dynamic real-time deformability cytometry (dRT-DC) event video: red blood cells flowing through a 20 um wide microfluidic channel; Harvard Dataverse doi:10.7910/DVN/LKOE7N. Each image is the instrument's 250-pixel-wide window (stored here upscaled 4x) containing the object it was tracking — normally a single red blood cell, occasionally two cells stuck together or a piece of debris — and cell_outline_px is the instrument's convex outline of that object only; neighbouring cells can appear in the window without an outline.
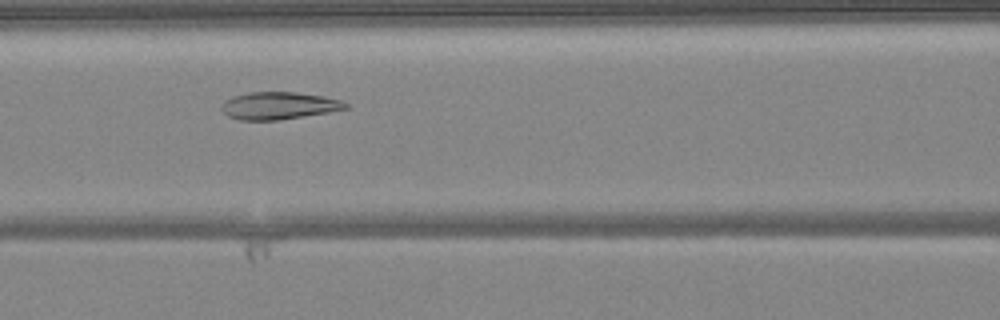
{"species": "common noctule bat (a hibernating species)", "species_latin": "Nyctalus noctula", "temperature_condition": "warm", "stored_images_in_passage": 47, "camera_frame_rate_fps": 3000, "um_per_image_px": 0.085, "animal": {"sex": "female", "body_mass_g": 24.6, "forearm_length_mm": 56.2}, "frame": {"image": 1, "passage_image": 19, "time_ms": 6.0, "image_size_px": [1000, 320], "cell_outline_px": [[348, 108], [328, 112], [280, 120], [240, 120], [228, 116], [220, 108], [220, 104], [224, 100], [232, 96], [248, 92], [296, 92], [324, 96], [340, 100], [348, 104]], "centroid_in_image_um": [23.65, 8.98], "position_along_channel_um": 142.9, "area_um2": 19.88}}
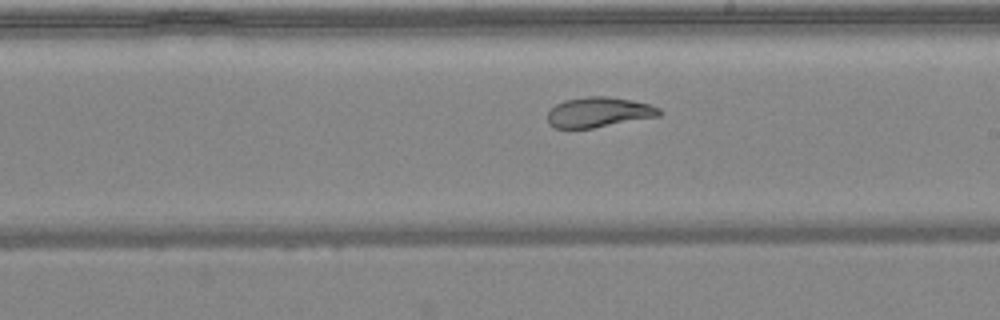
{"frame": {"image": 2, "passage_image": 26, "time_ms": 8.333, "image_size_px": [1000, 320], "cell_outline_px": [[664, 112], [660, 116], [592, 128], [556, 128], [548, 124], [548, 112], [556, 104], [564, 100], [588, 96], [608, 96], [632, 100], [648, 104], [660, 108]], "centroid_in_image_um": [50.91, 9.53], "position_along_channel_um": 238.1, "area_um2": 19.65}}
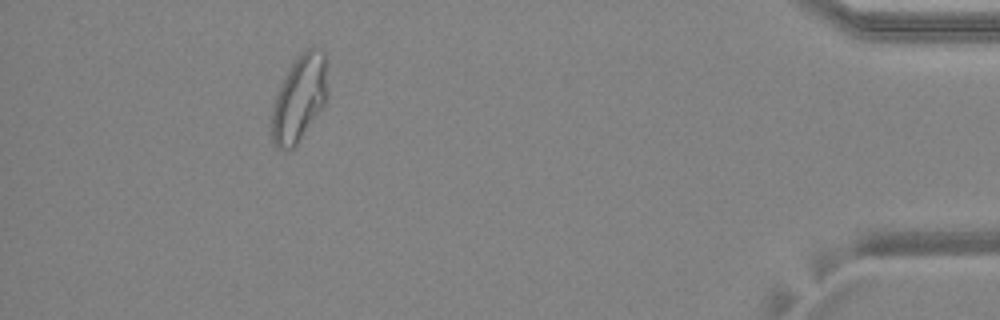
{"frame": {"image": 3, "passage_image": 43, "time_ms": 14.0, "image_size_px": [1000, 320], "cell_outline_px": [[328, 100], [296, 144], [288, 152], [276, 148], [272, 140], [272, 108], [280, 84], [292, 60], [296, 56], [308, 48], [320, 48], [324, 52], [328, 88]], "centroid_in_image_um": [25.45, 8.34], "position_along_channel_um": 409.8, "area_um2": 28.32}, "authors_computed_cell_mechanics": {"area_um2": 24.3916, "velocity_mm_per_s": 4.0941, "shape_relaxation_time_tau1_ms": 7.647, "shape_relaxation_time_tau2_ms": 1.6486, "deformation_change_tau1": 0.2185, "deformation_change_tau2": 0.0507}}